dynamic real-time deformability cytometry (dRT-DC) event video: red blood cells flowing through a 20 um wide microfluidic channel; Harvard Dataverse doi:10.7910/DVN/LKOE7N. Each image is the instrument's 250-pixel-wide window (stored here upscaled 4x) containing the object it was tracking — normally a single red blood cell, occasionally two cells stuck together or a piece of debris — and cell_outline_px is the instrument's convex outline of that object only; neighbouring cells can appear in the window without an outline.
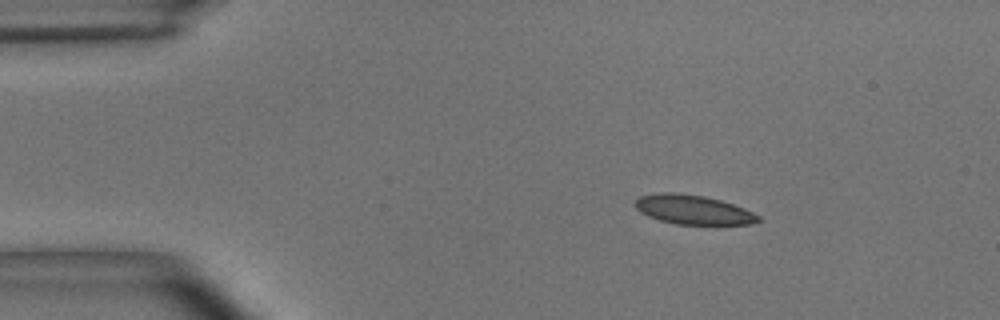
{"species": "common noctule bat (a hibernating species)", "species_latin": "Nyctalus noctula", "temperature_condition": "room temperature", "stored_images_in_passage": 3, "camera_frame_rate_fps": 3000, "um_per_image_px": 0.085, "animal": {"sex": "male", "body_mass_g": 15.6}, "frame": {"image": 1, "passage_image": 1, "time_ms": 0.0, "image_size_px": [1000, 320], "cell_outline_px": [[760, 220], [752, 224], [676, 224], [660, 220], [648, 216], [640, 212], [636, 208], [636, 200], [640, 196], [660, 192], [676, 192], [704, 196], [720, 200], [744, 208], [760, 216]], "centroid_in_image_um": [58.91, 17.82], "position_along_channel_um": 26.1, "area_um2": 20.87}}